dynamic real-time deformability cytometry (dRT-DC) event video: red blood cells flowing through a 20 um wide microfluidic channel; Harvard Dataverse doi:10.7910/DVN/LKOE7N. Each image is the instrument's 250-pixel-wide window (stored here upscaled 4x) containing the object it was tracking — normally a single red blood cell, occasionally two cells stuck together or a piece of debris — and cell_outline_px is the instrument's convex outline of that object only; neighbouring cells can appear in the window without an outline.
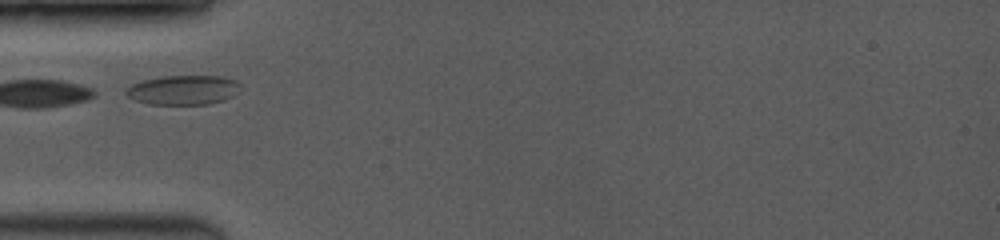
{"species": "common noctule bat (a hibernating species)", "species_latin": "Nyctalus noctula", "temperature_condition": "room temperature", "stored_images_in_passage": 5, "camera_frame_rate_fps": 3500, "um_per_image_px": 0.085, "animal": {"sex": "female", "body_mass_g": 19.0, "forearm_length_mm": 53.3}, "frame": {"image": 1, "passage_image": 1, "time_ms": 0.0, "image_size_px": [1000, 240], "cell_outline_px": [[240, 92], [224, 100], [208, 104], [148, 104], [136, 100], [128, 96], [124, 92], [132, 84], [144, 80], [164, 76], [220, 76], [236, 80], [240, 84]], "centroid_in_image_um": [15.62, 7.65], "position_along_channel_um": 69.4, "area_um2": 19.59}}